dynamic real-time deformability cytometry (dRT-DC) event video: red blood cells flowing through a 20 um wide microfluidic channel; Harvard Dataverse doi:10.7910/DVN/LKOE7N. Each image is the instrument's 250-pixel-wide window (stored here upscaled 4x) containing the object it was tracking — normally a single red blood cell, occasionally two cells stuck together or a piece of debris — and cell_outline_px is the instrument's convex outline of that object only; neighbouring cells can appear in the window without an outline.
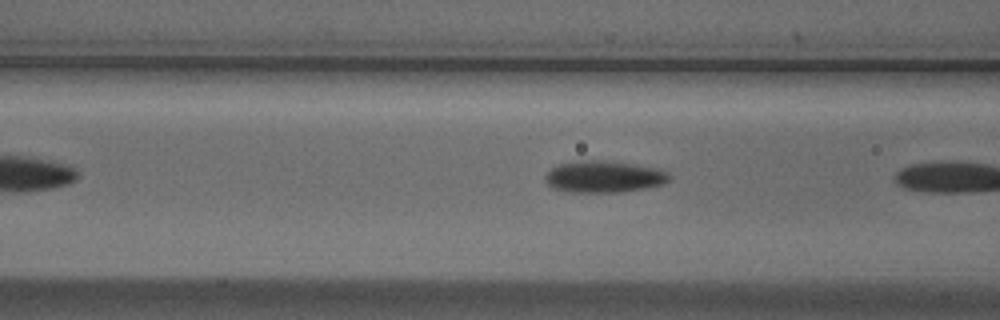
{"species": "Egyptian fruit bat (a non-hibernating species)", "species_latin": "Rousettus aegyptiacus", "temperature_condition": "cold", "stored_images_in_passage": 6, "camera_frame_rate_fps": 3000, "um_per_image_px": 0.085, "animal": {"sex": "male"}, "frame": {"image": 1, "passage_image": 5, "time_ms": 1.333, "image_size_px": [1000, 320], "cell_outline_px": [[672, 176], [664, 184], [624, 192], [572, 192], [552, 188], [544, 180], [544, 176], [552, 168], [560, 164], [584, 160], [604, 160], [660, 168], [668, 172]], "centroid_in_image_um": [51.36, 15.02], "position_along_channel_um": 115.2, "area_um2": 23.0}}